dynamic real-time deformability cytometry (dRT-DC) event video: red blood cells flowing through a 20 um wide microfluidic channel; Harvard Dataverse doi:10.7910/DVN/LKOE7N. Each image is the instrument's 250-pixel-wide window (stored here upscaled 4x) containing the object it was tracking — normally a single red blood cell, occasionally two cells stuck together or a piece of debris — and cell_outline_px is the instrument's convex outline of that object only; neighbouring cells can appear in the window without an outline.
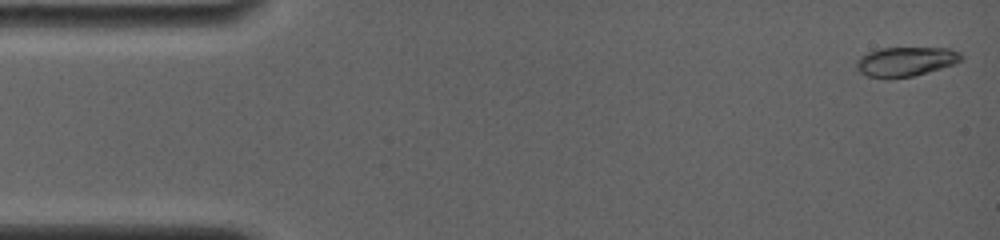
{"species": "common noctule bat (a hibernating species)", "species_latin": "Nyctalus noctula", "temperature_condition": "room temperature", "stored_images_in_passage": 44, "camera_frame_rate_fps": 4000, "um_per_image_px": 0.085, "animal": {"sex": "female", "body_mass_g": 19.0, "forearm_length_mm": 56.7}, "frame": {"image": 1, "passage_image": 1, "time_ms": 0.0, "image_size_px": [1000, 240], "cell_outline_px": [[964, 56], [956, 64], [912, 76], [888, 80], [868, 76], [860, 72], [856, 68], [856, 60], [860, 56], [868, 52], [880, 48], [948, 48], [960, 52]], "centroid_in_image_um": [76.96, 5.24], "position_along_channel_um": 8.0, "area_um2": 18.21}}
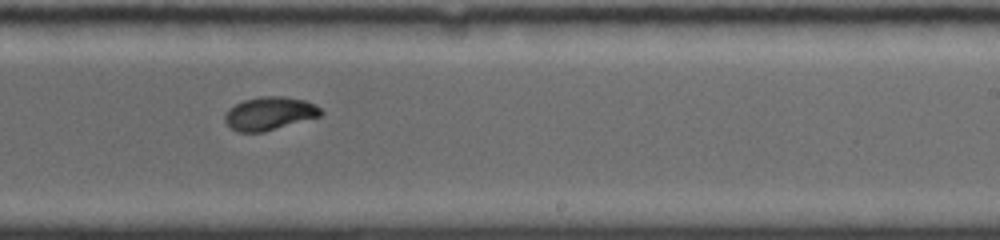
{"frame": {"image": 2, "passage_image": 26, "time_ms": 9.75, "image_size_px": [1000, 240], "cell_outline_px": [[324, 112], [320, 116], [264, 132], [236, 132], [224, 120], [224, 116], [228, 108], [244, 100], [260, 96], [284, 96], [304, 100], [316, 104]], "centroid_in_image_um": [22.91, 9.64], "position_along_channel_um": 266.1, "area_um2": 18.61}}
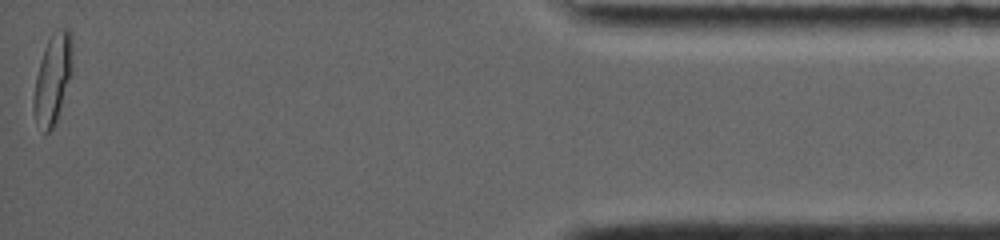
{"frame": {"image": 3, "passage_image": 44, "time_ms": 15.75, "image_size_px": [1000, 240], "cell_outline_px": [[72, 72], [56, 124], [48, 132], [44, 132], [36, 116], [32, 104], [32, 100], [36, 76], [40, 60], [44, 48], [52, 32], [56, 28], [68, 28], [72, 36]], "centroid_in_image_um": [4.5, 6.63], "position_along_channel_um": 430.7, "area_um2": 20.29}, "authors_computed_cell_mechanics": {"area_um2": 18.496, "velocity_mm_per_s": 3.8873, "shape_relaxation_time_tau1_ms": 6.4592, "shape_relaxation_time_tau2_ms": 0.9418, "deformation_change_tau1": 0.2042, "deformation_change_tau2": 0.0351}}